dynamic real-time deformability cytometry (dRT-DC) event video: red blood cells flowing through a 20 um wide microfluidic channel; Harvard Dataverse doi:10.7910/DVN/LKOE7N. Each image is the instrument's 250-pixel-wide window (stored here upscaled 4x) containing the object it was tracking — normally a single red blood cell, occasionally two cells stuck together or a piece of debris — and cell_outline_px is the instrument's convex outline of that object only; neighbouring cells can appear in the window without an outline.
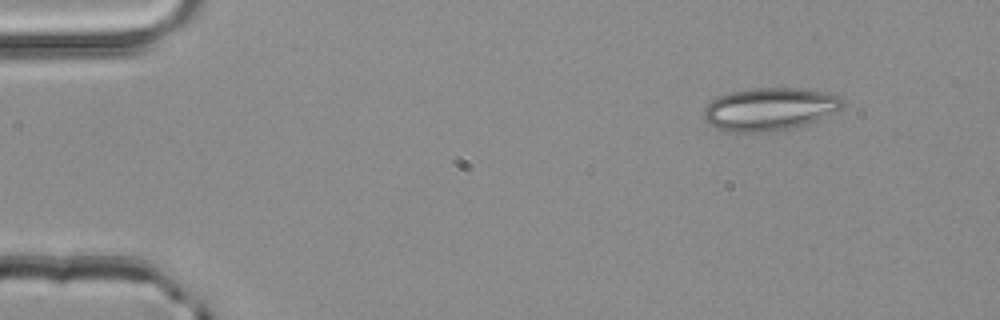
{"species": "common noctule bat (a hibernating species)", "species_latin": "Nyctalus noctula", "temperature_condition": "room temperature", "stored_images_in_passage": 46, "camera_frame_rate_fps": 3000, "um_per_image_px": 0.085, "animal": {"sex": "male", "body_mass_g": 20.4}, "frame": {"image": 1, "passage_image": 1, "time_ms": 0.0, "image_size_px": [1000, 320], "cell_outline_px": [[844, 104], [840, 108], [820, 120], [788, 128], [760, 132], [732, 132], [716, 128], [708, 124], [704, 120], [704, 108], [712, 100], [720, 96], [732, 92], [752, 88], [800, 88], [840, 96]], "centroid_in_image_um": [65.39, 9.27], "position_along_channel_um": 19.6, "area_um2": 34.22}}
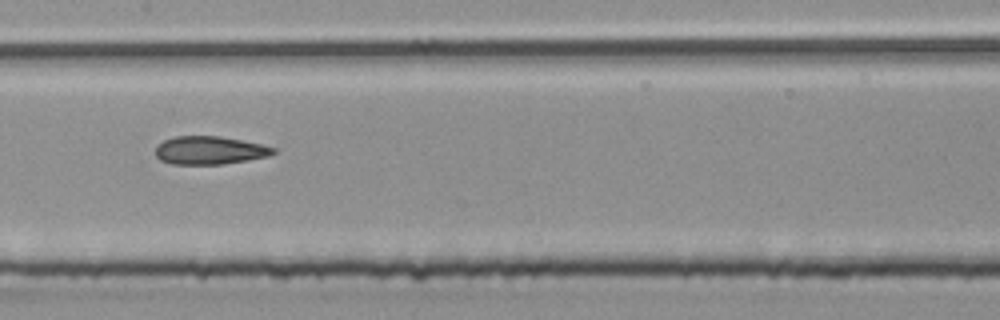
{"frame": {"image": 2, "passage_image": 21, "time_ms": 6.667, "image_size_px": [1000, 320], "cell_outline_px": [[276, 152], [268, 156], [220, 164], [172, 164], [160, 160], [156, 156], [156, 144], [164, 140], [176, 136], [220, 136], [260, 144], [276, 148]], "centroid_in_image_um": [17.78, 12.77], "position_along_channel_um": 189.6, "area_um2": 19.13}}
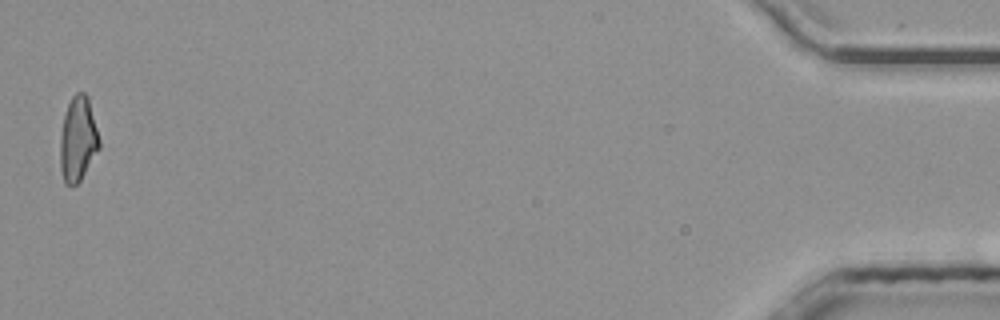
{"frame": {"image": 3, "passage_image": 46, "time_ms": 15.0, "image_size_px": [1000, 320], "cell_outline_px": [[100, 148], [80, 180], [76, 184], [64, 184], [60, 168], [60, 136], [64, 116], [68, 104], [72, 96], [76, 92], [84, 92], [88, 96], [100, 140]], "centroid_in_image_um": [6.62, 11.82], "position_along_channel_um": 428.6, "area_um2": 19.31}, "authors_computed_cell_mechanics": {"area_um2": 19.7098, "velocity_mm_per_s": 4.0639, "shape_relaxation_time_tau1_ms": 8.3061, "shape_relaxation_time_tau2_ms": 2.7963, "deformation_change_tau1": 0.1862, "deformation_change_tau2": 0.122}}